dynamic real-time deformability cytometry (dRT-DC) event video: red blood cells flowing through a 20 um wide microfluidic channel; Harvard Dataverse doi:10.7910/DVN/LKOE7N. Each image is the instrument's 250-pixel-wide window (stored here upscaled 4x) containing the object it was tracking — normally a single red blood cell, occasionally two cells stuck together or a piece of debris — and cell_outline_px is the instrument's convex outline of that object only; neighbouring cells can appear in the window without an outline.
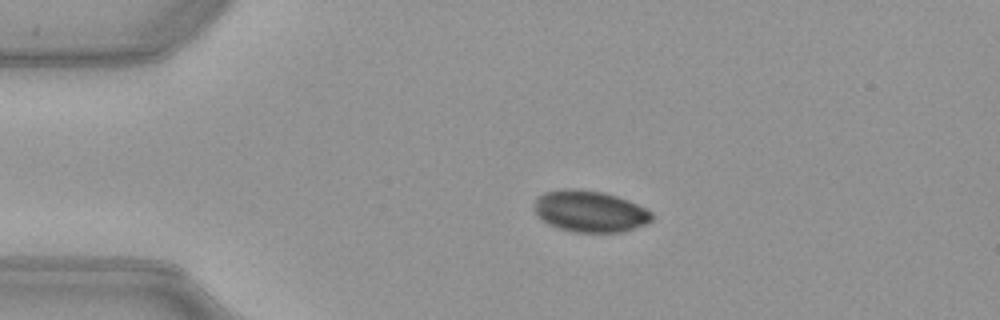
{"species": "common noctule bat (a hibernating species)", "species_latin": "Nyctalus noctula", "temperature_condition": "warm", "stored_images_in_passage": 52, "camera_frame_rate_fps": 3000, "um_per_image_px": 0.085, "animal": {"sex": "female", "body_mass_g": 21.9}, "frame": {"image": 1, "passage_image": 11, "time_ms": 3.333, "image_size_px": [1000, 320], "cell_outline_px": [[652, 220], [644, 224], [620, 232], [572, 232], [548, 224], [540, 220], [536, 216], [536, 196], [544, 192], [564, 188], [572, 188], [604, 192], [628, 200], [652, 212]], "centroid_in_image_um": [50.09, 17.95], "position_along_channel_um": 34.9, "area_um2": 28.32}}
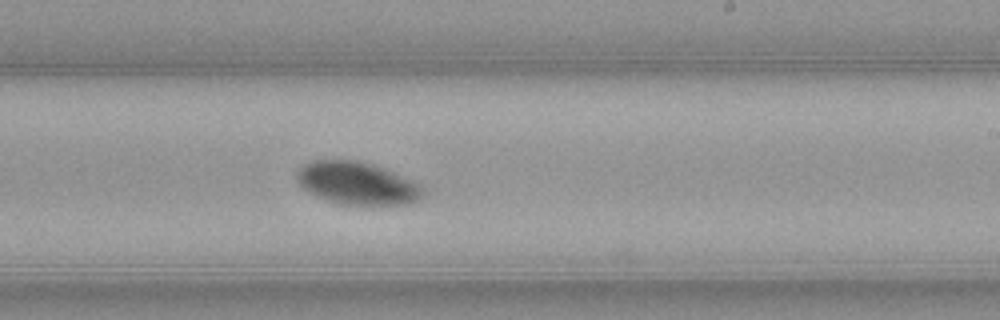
{"frame": {"image": 2, "passage_image": 31, "time_ms": 10.0, "image_size_px": [1000, 320], "cell_outline_px": [[424, 196], [420, 200], [408, 204], [336, 204], [308, 192], [296, 180], [296, 172], [304, 164], [312, 160], [356, 160], [372, 164], [384, 168], [412, 180], [420, 184], [424, 188]], "centroid_in_image_um": [30.37, 15.57], "position_along_channel_um": 258.6, "area_um2": 31.39}}
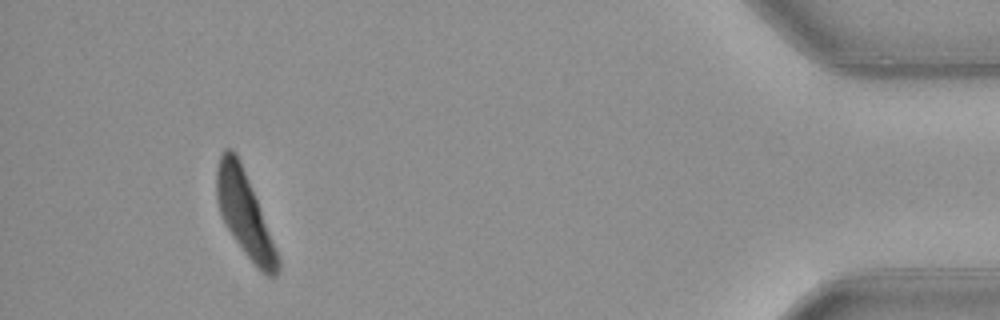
{"frame": {"image": 3, "passage_image": 48, "time_ms": 15.667, "image_size_px": [1000, 320], "cell_outline_px": [[280, 268], [276, 276], [268, 276], [244, 252], [232, 236], [224, 224], [220, 212], [216, 196], [216, 168], [220, 156], [224, 148], [228, 148], [236, 152], [256, 200], [280, 260]], "centroid_in_image_um": [20.74, 18.15], "position_along_channel_um": 414.5, "area_um2": 28.9}, "authors_computed_cell_mechanics": {"area_um2": 29.6225, "velocity_mm_per_s": 3.9685, "shape_relaxation_time_tau1_ms": 2.1922, "shape_relaxation_time_tau2_ms": null, "deformation_change_tau1": 0.0792, "deformation_change_tau2": null}}